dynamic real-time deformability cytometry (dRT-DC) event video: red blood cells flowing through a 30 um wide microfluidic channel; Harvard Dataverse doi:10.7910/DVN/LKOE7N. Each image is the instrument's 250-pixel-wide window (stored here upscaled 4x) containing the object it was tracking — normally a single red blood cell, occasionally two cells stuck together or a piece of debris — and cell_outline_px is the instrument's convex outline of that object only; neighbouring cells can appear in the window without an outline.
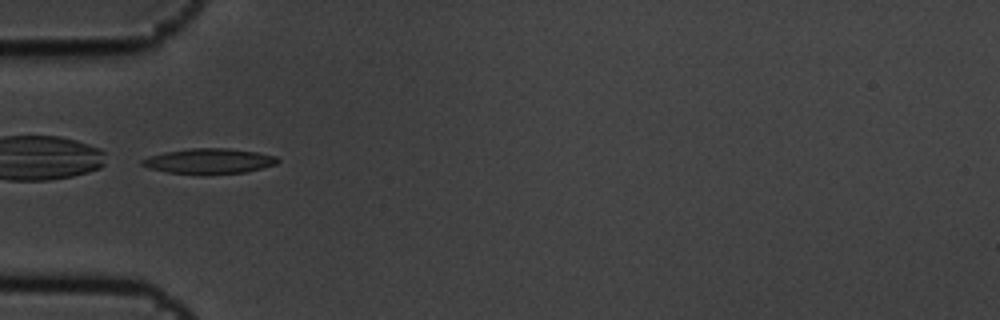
{"species": "common noctule bat (a hibernating species)", "species_latin": "Nyctalus noctula", "temperature_condition": "cold", "stored_images_in_passage": 5, "camera_frame_rate_fps": 3000, "um_per_image_px": 0.085, "animal": {"sex": "male", "body_mass_g": 19.5, "forearm_length_mm": 54.6}, "frame": {"image": 1, "passage_image": 3, "time_ms": 0.667, "image_size_px": [1000, 320], "cell_outline_px": [[280, 160], [276, 164], [244, 172], [168, 172], [148, 168], [140, 164], [140, 160], [148, 156], [164, 152], [192, 148], [228, 148], [256, 152], [276, 156]], "centroid_in_image_um": [17.74, 13.65], "position_along_channel_um": 67.3, "area_um2": 19.19}}
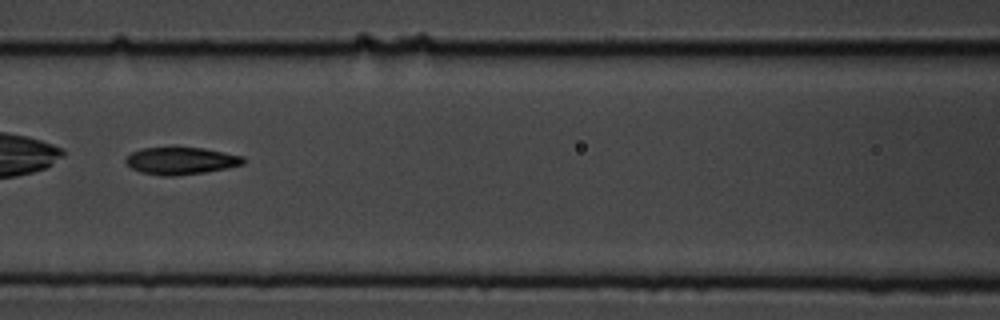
{"frame": {"image": 2, "passage_image": 5, "time_ms": 1.333, "image_size_px": [1000, 320], "cell_outline_px": [[244, 164], [228, 168], [204, 172], [172, 176], [160, 176], [140, 172], [132, 168], [124, 160], [132, 152], [144, 148], [204, 148], [244, 156]], "centroid_in_image_um": [15.4, 13.68], "position_along_channel_um": 151.2, "area_um2": 18.5}}